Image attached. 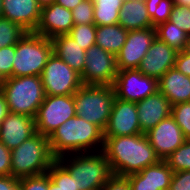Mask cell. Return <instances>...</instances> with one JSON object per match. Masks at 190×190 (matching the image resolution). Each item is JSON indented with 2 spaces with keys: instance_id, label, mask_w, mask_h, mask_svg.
Instances as JSON below:
<instances>
[{
  "instance_id": "1",
  "label": "cell",
  "mask_w": 190,
  "mask_h": 190,
  "mask_svg": "<svg viewBox=\"0 0 190 190\" xmlns=\"http://www.w3.org/2000/svg\"><path fill=\"white\" fill-rule=\"evenodd\" d=\"M102 152L114 175L128 176L160 161L147 136L104 137Z\"/></svg>"
},
{
  "instance_id": "2",
  "label": "cell",
  "mask_w": 190,
  "mask_h": 190,
  "mask_svg": "<svg viewBox=\"0 0 190 190\" xmlns=\"http://www.w3.org/2000/svg\"><path fill=\"white\" fill-rule=\"evenodd\" d=\"M49 145L52 155L56 159L72 153L102 151L103 131L76 115L69 118L49 136Z\"/></svg>"
},
{
  "instance_id": "3",
  "label": "cell",
  "mask_w": 190,
  "mask_h": 190,
  "mask_svg": "<svg viewBox=\"0 0 190 190\" xmlns=\"http://www.w3.org/2000/svg\"><path fill=\"white\" fill-rule=\"evenodd\" d=\"M68 155H62L57 160L75 180L76 190H101L114 175L102 151Z\"/></svg>"
},
{
  "instance_id": "4",
  "label": "cell",
  "mask_w": 190,
  "mask_h": 190,
  "mask_svg": "<svg viewBox=\"0 0 190 190\" xmlns=\"http://www.w3.org/2000/svg\"><path fill=\"white\" fill-rule=\"evenodd\" d=\"M55 160L49 137L36 133L11 150V176L19 179L46 173Z\"/></svg>"
},
{
  "instance_id": "5",
  "label": "cell",
  "mask_w": 190,
  "mask_h": 190,
  "mask_svg": "<svg viewBox=\"0 0 190 190\" xmlns=\"http://www.w3.org/2000/svg\"><path fill=\"white\" fill-rule=\"evenodd\" d=\"M9 112L35 118L45 98L40 76L8 77L0 83Z\"/></svg>"
},
{
  "instance_id": "6",
  "label": "cell",
  "mask_w": 190,
  "mask_h": 190,
  "mask_svg": "<svg viewBox=\"0 0 190 190\" xmlns=\"http://www.w3.org/2000/svg\"><path fill=\"white\" fill-rule=\"evenodd\" d=\"M73 96L76 115L104 131L116 98L113 86L83 84Z\"/></svg>"
},
{
  "instance_id": "7",
  "label": "cell",
  "mask_w": 190,
  "mask_h": 190,
  "mask_svg": "<svg viewBox=\"0 0 190 190\" xmlns=\"http://www.w3.org/2000/svg\"><path fill=\"white\" fill-rule=\"evenodd\" d=\"M52 53L50 38L26 32L15 45L12 77L40 76Z\"/></svg>"
},
{
  "instance_id": "8",
  "label": "cell",
  "mask_w": 190,
  "mask_h": 190,
  "mask_svg": "<svg viewBox=\"0 0 190 190\" xmlns=\"http://www.w3.org/2000/svg\"><path fill=\"white\" fill-rule=\"evenodd\" d=\"M45 95H73L82 85L80 74L54 53L40 75Z\"/></svg>"
},
{
  "instance_id": "9",
  "label": "cell",
  "mask_w": 190,
  "mask_h": 190,
  "mask_svg": "<svg viewBox=\"0 0 190 190\" xmlns=\"http://www.w3.org/2000/svg\"><path fill=\"white\" fill-rule=\"evenodd\" d=\"M76 116L73 95H45L35 117L36 132L49 137L69 118Z\"/></svg>"
},
{
  "instance_id": "10",
  "label": "cell",
  "mask_w": 190,
  "mask_h": 190,
  "mask_svg": "<svg viewBox=\"0 0 190 190\" xmlns=\"http://www.w3.org/2000/svg\"><path fill=\"white\" fill-rule=\"evenodd\" d=\"M118 74L116 56L93 45L86 51L85 66L80 75L85 85H113Z\"/></svg>"
},
{
  "instance_id": "11",
  "label": "cell",
  "mask_w": 190,
  "mask_h": 190,
  "mask_svg": "<svg viewBox=\"0 0 190 190\" xmlns=\"http://www.w3.org/2000/svg\"><path fill=\"white\" fill-rule=\"evenodd\" d=\"M112 86L116 98L135 103L159 90L158 80L142 74L138 69L118 70Z\"/></svg>"
},
{
  "instance_id": "12",
  "label": "cell",
  "mask_w": 190,
  "mask_h": 190,
  "mask_svg": "<svg viewBox=\"0 0 190 190\" xmlns=\"http://www.w3.org/2000/svg\"><path fill=\"white\" fill-rule=\"evenodd\" d=\"M155 38V28L128 31L126 42L116 55L117 69H137Z\"/></svg>"
},
{
  "instance_id": "13",
  "label": "cell",
  "mask_w": 190,
  "mask_h": 190,
  "mask_svg": "<svg viewBox=\"0 0 190 190\" xmlns=\"http://www.w3.org/2000/svg\"><path fill=\"white\" fill-rule=\"evenodd\" d=\"M142 134L135 102L115 98L104 137L131 136Z\"/></svg>"
},
{
  "instance_id": "14",
  "label": "cell",
  "mask_w": 190,
  "mask_h": 190,
  "mask_svg": "<svg viewBox=\"0 0 190 190\" xmlns=\"http://www.w3.org/2000/svg\"><path fill=\"white\" fill-rule=\"evenodd\" d=\"M145 135L160 160L169 157L186 140L182 130L171 115L160 121Z\"/></svg>"
},
{
  "instance_id": "15",
  "label": "cell",
  "mask_w": 190,
  "mask_h": 190,
  "mask_svg": "<svg viewBox=\"0 0 190 190\" xmlns=\"http://www.w3.org/2000/svg\"><path fill=\"white\" fill-rule=\"evenodd\" d=\"M177 52L156 37L137 69L159 80L169 69L174 68Z\"/></svg>"
},
{
  "instance_id": "16",
  "label": "cell",
  "mask_w": 190,
  "mask_h": 190,
  "mask_svg": "<svg viewBox=\"0 0 190 190\" xmlns=\"http://www.w3.org/2000/svg\"><path fill=\"white\" fill-rule=\"evenodd\" d=\"M35 118L9 112L0 124V141L13 150L36 134Z\"/></svg>"
},
{
  "instance_id": "17",
  "label": "cell",
  "mask_w": 190,
  "mask_h": 190,
  "mask_svg": "<svg viewBox=\"0 0 190 190\" xmlns=\"http://www.w3.org/2000/svg\"><path fill=\"white\" fill-rule=\"evenodd\" d=\"M173 171L165 160L142 169L127 177L130 190H168Z\"/></svg>"
},
{
  "instance_id": "18",
  "label": "cell",
  "mask_w": 190,
  "mask_h": 190,
  "mask_svg": "<svg viewBox=\"0 0 190 190\" xmlns=\"http://www.w3.org/2000/svg\"><path fill=\"white\" fill-rule=\"evenodd\" d=\"M74 26L71 10L54 2L41 8V18L35 33L46 38L68 34Z\"/></svg>"
},
{
  "instance_id": "19",
  "label": "cell",
  "mask_w": 190,
  "mask_h": 190,
  "mask_svg": "<svg viewBox=\"0 0 190 190\" xmlns=\"http://www.w3.org/2000/svg\"><path fill=\"white\" fill-rule=\"evenodd\" d=\"M136 108L141 132L144 134L171 115V104L159 90L137 102Z\"/></svg>"
},
{
  "instance_id": "20",
  "label": "cell",
  "mask_w": 190,
  "mask_h": 190,
  "mask_svg": "<svg viewBox=\"0 0 190 190\" xmlns=\"http://www.w3.org/2000/svg\"><path fill=\"white\" fill-rule=\"evenodd\" d=\"M3 15L17 23L27 32H35L41 18V7L37 0H2Z\"/></svg>"
},
{
  "instance_id": "21",
  "label": "cell",
  "mask_w": 190,
  "mask_h": 190,
  "mask_svg": "<svg viewBox=\"0 0 190 190\" xmlns=\"http://www.w3.org/2000/svg\"><path fill=\"white\" fill-rule=\"evenodd\" d=\"M158 88L168 98L171 106L190 101V77L175 67L169 69L158 80Z\"/></svg>"
},
{
  "instance_id": "22",
  "label": "cell",
  "mask_w": 190,
  "mask_h": 190,
  "mask_svg": "<svg viewBox=\"0 0 190 190\" xmlns=\"http://www.w3.org/2000/svg\"><path fill=\"white\" fill-rule=\"evenodd\" d=\"M53 53L62 59L78 74L83 73L86 50L68 34H61L51 38Z\"/></svg>"
},
{
  "instance_id": "23",
  "label": "cell",
  "mask_w": 190,
  "mask_h": 190,
  "mask_svg": "<svg viewBox=\"0 0 190 190\" xmlns=\"http://www.w3.org/2000/svg\"><path fill=\"white\" fill-rule=\"evenodd\" d=\"M118 24L127 31L155 28L144 0H124L119 12Z\"/></svg>"
},
{
  "instance_id": "24",
  "label": "cell",
  "mask_w": 190,
  "mask_h": 190,
  "mask_svg": "<svg viewBox=\"0 0 190 190\" xmlns=\"http://www.w3.org/2000/svg\"><path fill=\"white\" fill-rule=\"evenodd\" d=\"M128 31L119 24L96 26L95 45L117 55L126 42Z\"/></svg>"
},
{
  "instance_id": "25",
  "label": "cell",
  "mask_w": 190,
  "mask_h": 190,
  "mask_svg": "<svg viewBox=\"0 0 190 190\" xmlns=\"http://www.w3.org/2000/svg\"><path fill=\"white\" fill-rule=\"evenodd\" d=\"M94 6V24L105 26L118 24L119 12L124 0H92Z\"/></svg>"
},
{
  "instance_id": "26",
  "label": "cell",
  "mask_w": 190,
  "mask_h": 190,
  "mask_svg": "<svg viewBox=\"0 0 190 190\" xmlns=\"http://www.w3.org/2000/svg\"><path fill=\"white\" fill-rule=\"evenodd\" d=\"M156 37L176 51L185 49L189 35L169 20L155 27Z\"/></svg>"
},
{
  "instance_id": "27",
  "label": "cell",
  "mask_w": 190,
  "mask_h": 190,
  "mask_svg": "<svg viewBox=\"0 0 190 190\" xmlns=\"http://www.w3.org/2000/svg\"><path fill=\"white\" fill-rule=\"evenodd\" d=\"M153 27L170 19L173 0H144Z\"/></svg>"
},
{
  "instance_id": "28",
  "label": "cell",
  "mask_w": 190,
  "mask_h": 190,
  "mask_svg": "<svg viewBox=\"0 0 190 190\" xmlns=\"http://www.w3.org/2000/svg\"><path fill=\"white\" fill-rule=\"evenodd\" d=\"M26 32L17 23L0 17V48L16 45Z\"/></svg>"
},
{
  "instance_id": "29",
  "label": "cell",
  "mask_w": 190,
  "mask_h": 190,
  "mask_svg": "<svg viewBox=\"0 0 190 190\" xmlns=\"http://www.w3.org/2000/svg\"><path fill=\"white\" fill-rule=\"evenodd\" d=\"M165 161L173 172L190 171V139H186Z\"/></svg>"
},
{
  "instance_id": "30",
  "label": "cell",
  "mask_w": 190,
  "mask_h": 190,
  "mask_svg": "<svg viewBox=\"0 0 190 190\" xmlns=\"http://www.w3.org/2000/svg\"><path fill=\"white\" fill-rule=\"evenodd\" d=\"M68 35H70L75 40V42H78L81 48L87 51L90 47L95 45L96 25H74Z\"/></svg>"
},
{
  "instance_id": "31",
  "label": "cell",
  "mask_w": 190,
  "mask_h": 190,
  "mask_svg": "<svg viewBox=\"0 0 190 190\" xmlns=\"http://www.w3.org/2000/svg\"><path fill=\"white\" fill-rule=\"evenodd\" d=\"M50 179L62 190H76L75 180L68 170L56 159L47 171Z\"/></svg>"
},
{
  "instance_id": "32",
  "label": "cell",
  "mask_w": 190,
  "mask_h": 190,
  "mask_svg": "<svg viewBox=\"0 0 190 190\" xmlns=\"http://www.w3.org/2000/svg\"><path fill=\"white\" fill-rule=\"evenodd\" d=\"M171 116L182 130L183 136L190 139V101L172 105Z\"/></svg>"
},
{
  "instance_id": "33",
  "label": "cell",
  "mask_w": 190,
  "mask_h": 190,
  "mask_svg": "<svg viewBox=\"0 0 190 190\" xmlns=\"http://www.w3.org/2000/svg\"><path fill=\"white\" fill-rule=\"evenodd\" d=\"M74 25L94 24V6L92 0H83L71 10Z\"/></svg>"
},
{
  "instance_id": "34",
  "label": "cell",
  "mask_w": 190,
  "mask_h": 190,
  "mask_svg": "<svg viewBox=\"0 0 190 190\" xmlns=\"http://www.w3.org/2000/svg\"><path fill=\"white\" fill-rule=\"evenodd\" d=\"M169 21L190 36V7L174 4Z\"/></svg>"
},
{
  "instance_id": "35",
  "label": "cell",
  "mask_w": 190,
  "mask_h": 190,
  "mask_svg": "<svg viewBox=\"0 0 190 190\" xmlns=\"http://www.w3.org/2000/svg\"><path fill=\"white\" fill-rule=\"evenodd\" d=\"M21 190H49V175L43 173L19 178Z\"/></svg>"
},
{
  "instance_id": "36",
  "label": "cell",
  "mask_w": 190,
  "mask_h": 190,
  "mask_svg": "<svg viewBox=\"0 0 190 190\" xmlns=\"http://www.w3.org/2000/svg\"><path fill=\"white\" fill-rule=\"evenodd\" d=\"M15 45L0 48V75L5 79L12 77Z\"/></svg>"
},
{
  "instance_id": "37",
  "label": "cell",
  "mask_w": 190,
  "mask_h": 190,
  "mask_svg": "<svg viewBox=\"0 0 190 190\" xmlns=\"http://www.w3.org/2000/svg\"><path fill=\"white\" fill-rule=\"evenodd\" d=\"M168 190H190V171L174 172Z\"/></svg>"
},
{
  "instance_id": "38",
  "label": "cell",
  "mask_w": 190,
  "mask_h": 190,
  "mask_svg": "<svg viewBox=\"0 0 190 190\" xmlns=\"http://www.w3.org/2000/svg\"><path fill=\"white\" fill-rule=\"evenodd\" d=\"M11 175V150L0 141V176Z\"/></svg>"
},
{
  "instance_id": "39",
  "label": "cell",
  "mask_w": 190,
  "mask_h": 190,
  "mask_svg": "<svg viewBox=\"0 0 190 190\" xmlns=\"http://www.w3.org/2000/svg\"><path fill=\"white\" fill-rule=\"evenodd\" d=\"M101 190H130L126 176L113 175Z\"/></svg>"
},
{
  "instance_id": "40",
  "label": "cell",
  "mask_w": 190,
  "mask_h": 190,
  "mask_svg": "<svg viewBox=\"0 0 190 190\" xmlns=\"http://www.w3.org/2000/svg\"><path fill=\"white\" fill-rule=\"evenodd\" d=\"M174 67L184 75L190 77V55L184 50L177 52Z\"/></svg>"
},
{
  "instance_id": "41",
  "label": "cell",
  "mask_w": 190,
  "mask_h": 190,
  "mask_svg": "<svg viewBox=\"0 0 190 190\" xmlns=\"http://www.w3.org/2000/svg\"><path fill=\"white\" fill-rule=\"evenodd\" d=\"M0 190H21L19 179L9 176H0Z\"/></svg>"
},
{
  "instance_id": "42",
  "label": "cell",
  "mask_w": 190,
  "mask_h": 190,
  "mask_svg": "<svg viewBox=\"0 0 190 190\" xmlns=\"http://www.w3.org/2000/svg\"><path fill=\"white\" fill-rule=\"evenodd\" d=\"M8 113H9V109L6 103L5 96L0 91V124H1V121L7 116Z\"/></svg>"
},
{
  "instance_id": "43",
  "label": "cell",
  "mask_w": 190,
  "mask_h": 190,
  "mask_svg": "<svg viewBox=\"0 0 190 190\" xmlns=\"http://www.w3.org/2000/svg\"><path fill=\"white\" fill-rule=\"evenodd\" d=\"M82 1L83 0H56L55 2L66 9L72 10Z\"/></svg>"
},
{
  "instance_id": "44",
  "label": "cell",
  "mask_w": 190,
  "mask_h": 190,
  "mask_svg": "<svg viewBox=\"0 0 190 190\" xmlns=\"http://www.w3.org/2000/svg\"><path fill=\"white\" fill-rule=\"evenodd\" d=\"M56 0H37L38 2V5L42 8V7H45V6H49L51 5L52 3H54Z\"/></svg>"
},
{
  "instance_id": "45",
  "label": "cell",
  "mask_w": 190,
  "mask_h": 190,
  "mask_svg": "<svg viewBox=\"0 0 190 190\" xmlns=\"http://www.w3.org/2000/svg\"><path fill=\"white\" fill-rule=\"evenodd\" d=\"M174 4L190 7V0H173Z\"/></svg>"
},
{
  "instance_id": "46",
  "label": "cell",
  "mask_w": 190,
  "mask_h": 190,
  "mask_svg": "<svg viewBox=\"0 0 190 190\" xmlns=\"http://www.w3.org/2000/svg\"><path fill=\"white\" fill-rule=\"evenodd\" d=\"M49 190H62L50 179V176H49Z\"/></svg>"
},
{
  "instance_id": "47",
  "label": "cell",
  "mask_w": 190,
  "mask_h": 190,
  "mask_svg": "<svg viewBox=\"0 0 190 190\" xmlns=\"http://www.w3.org/2000/svg\"><path fill=\"white\" fill-rule=\"evenodd\" d=\"M184 51L190 55V36L188 37Z\"/></svg>"
},
{
  "instance_id": "48",
  "label": "cell",
  "mask_w": 190,
  "mask_h": 190,
  "mask_svg": "<svg viewBox=\"0 0 190 190\" xmlns=\"http://www.w3.org/2000/svg\"><path fill=\"white\" fill-rule=\"evenodd\" d=\"M3 15V1L0 0V17Z\"/></svg>"
},
{
  "instance_id": "49",
  "label": "cell",
  "mask_w": 190,
  "mask_h": 190,
  "mask_svg": "<svg viewBox=\"0 0 190 190\" xmlns=\"http://www.w3.org/2000/svg\"><path fill=\"white\" fill-rule=\"evenodd\" d=\"M4 78L0 75V83H2Z\"/></svg>"
}]
</instances>
